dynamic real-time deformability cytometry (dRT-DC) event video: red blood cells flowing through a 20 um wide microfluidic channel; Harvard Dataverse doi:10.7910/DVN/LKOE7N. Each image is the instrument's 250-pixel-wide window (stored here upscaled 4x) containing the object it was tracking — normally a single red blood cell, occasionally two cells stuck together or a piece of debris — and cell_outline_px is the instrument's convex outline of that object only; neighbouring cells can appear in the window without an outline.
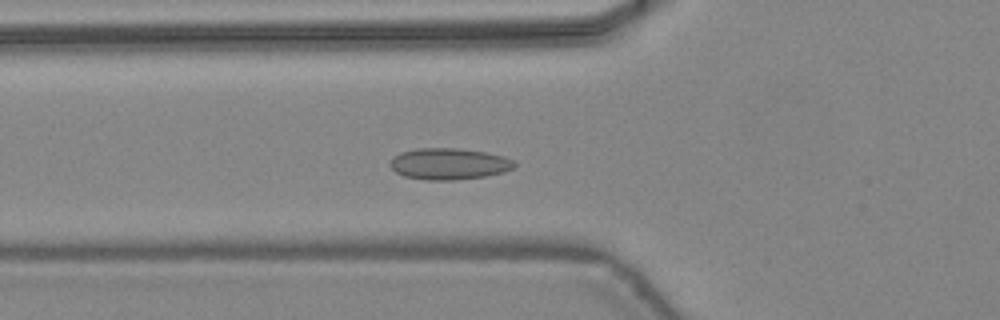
{"species": "common noctule bat (a hibernating species)", "species_latin": "Nyctalus noctula", "temperature_condition": "warm", "stored_images_in_passage": 45, "camera_frame_rate_fps": 3000, "um_per_image_px": 0.085, "animal": {"sex": "female", "body_mass_g": 24.6, "forearm_length_mm": 56.2}, "frame": {"image": 1, "passage_image": 16, "time_ms": 5.0, "image_size_px": [1000, 320], "cell_outline_px": [[516, 164], [512, 168], [504, 172], [484, 176], [452, 180], [428, 180], [404, 176], [396, 172], [388, 164], [392, 156], [400, 152], [416, 148], [460, 148], [488, 152], [504, 156], [512, 160]], "centroid_in_image_um": [38.13, 13.91], "position_along_channel_um": 87.7, "area_um2": 22.89}}
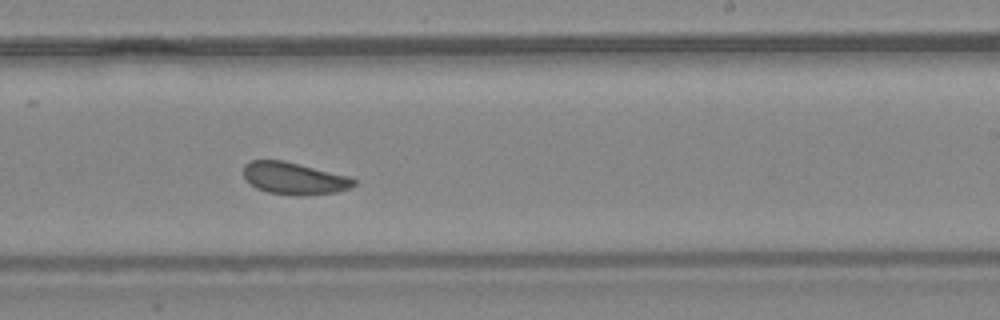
{"frame": {"image": 2, "passage_image": 28, "time_ms": 9.0, "image_size_px": [1000, 320], "cell_outline_px": [[356, 184], [348, 188], [336, 192], [304, 196], [296, 196], [268, 192], [256, 188], [244, 176], [244, 164], [252, 160], [284, 160], [348, 176], [356, 180]], "centroid_in_image_um": [25.0, 15.16], "position_along_channel_um": 264.0, "area_um2": 20.58}}
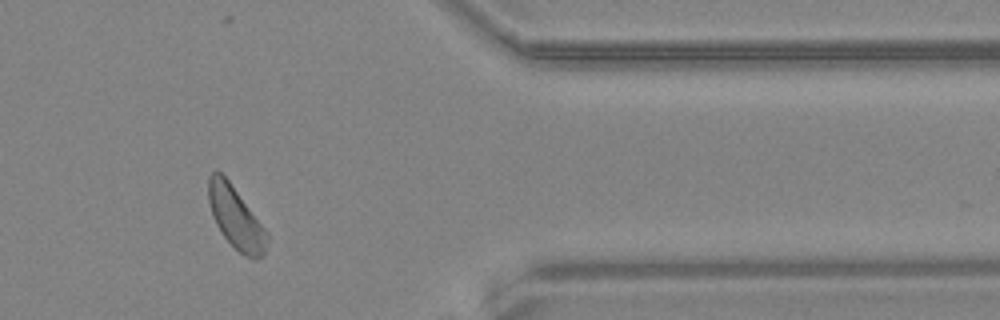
{"frame": {"image": 3, "passage_image": 38, "time_ms": 12.333, "image_size_px": [1000, 320], "cell_outline_px": [[268, 240], [264, 252], [256, 260], [244, 256], [224, 236], [216, 224], [212, 216], [208, 200], [208, 176], [216, 168], [228, 180], [268, 232]], "centroid_in_image_um": [20.03, 18.49], "position_along_channel_um": 391.4, "area_um2": 20.92}, "authors_computed_cell_mechanics": {"area_um2": 21.2704, "velocity_mm_per_s": 4.3945, "shape_relaxation_time_tau1_ms": 3.1438, "shape_relaxation_time_tau2_ms": 4.004, "deformation_change_tau1": 0.0627, "deformation_change_tau2": 0.0857}}